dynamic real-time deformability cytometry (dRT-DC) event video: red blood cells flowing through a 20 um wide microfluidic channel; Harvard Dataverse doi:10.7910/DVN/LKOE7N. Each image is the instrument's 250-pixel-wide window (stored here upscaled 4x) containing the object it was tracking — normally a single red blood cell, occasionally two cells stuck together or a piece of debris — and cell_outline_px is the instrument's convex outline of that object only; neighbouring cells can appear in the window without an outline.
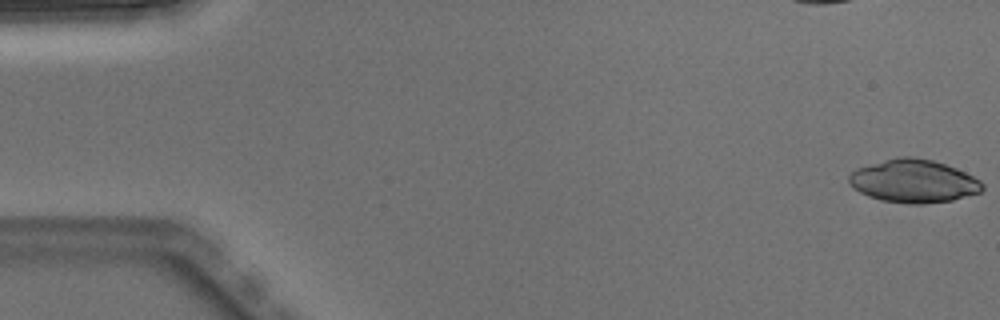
{"species": "Egyptian fruit bat (a non-hibernating species)", "species_latin": "Rousettus aegyptiacus", "temperature_condition": "warm", "stored_images_in_passage": 4, "camera_frame_rate_fps": 3000, "um_per_image_px": 0.085, "animal": {"sex": "male"}, "frame": {"image": 1, "passage_image": 1, "time_ms": 0.0, "image_size_px": [1000, 320], "cell_outline_px": [[984, 188], [980, 192], [952, 200], [920, 204], [908, 204], [880, 200], [868, 196], [860, 192], [848, 184], [848, 176], [856, 168], [896, 156], [912, 156], [932, 160], [956, 168], [980, 180], [984, 184]], "centroid_in_image_um": [77.62, 15.39], "position_along_channel_um": 7.4, "area_um2": 33.58}}